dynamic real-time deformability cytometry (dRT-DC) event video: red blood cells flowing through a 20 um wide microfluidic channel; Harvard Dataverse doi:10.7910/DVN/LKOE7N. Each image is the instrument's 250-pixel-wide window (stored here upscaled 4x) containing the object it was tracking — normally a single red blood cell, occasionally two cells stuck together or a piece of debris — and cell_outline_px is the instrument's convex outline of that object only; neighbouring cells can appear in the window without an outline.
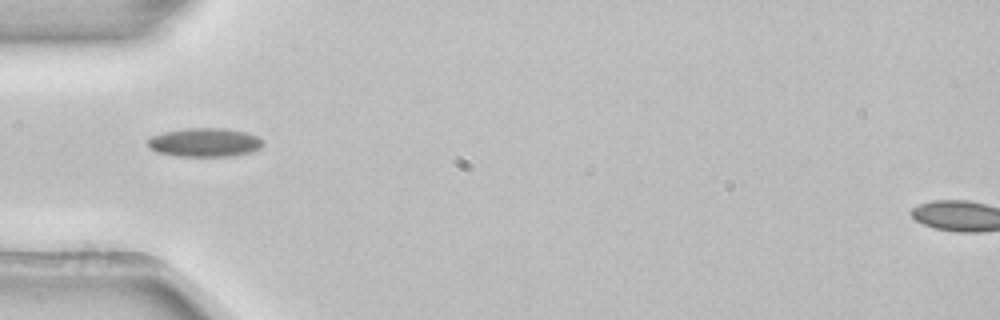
{"species": "common noctule bat (a hibernating species)", "species_latin": "Nyctalus noctula", "temperature_condition": "room temperature", "stored_images_in_passage": 2, "camera_frame_rate_fps": 3000, "um_per_image_px": 0.085, "animal": {"sex": "female", "body_mass_g": 22.7, "forearm_length_mm": 54.2}, "frame": {"image": 1, "passage_image": 1, "time_ms": 0.0, "image_size_px": [1000, 320], "cell_outline_px": [[264, 144], [260, 148], [252, 152], [232, 156], [176, 156], [156, 152], [148, 148], [148, 136], [164, 132], [184, 128], [224, 128], [244, 132], [256, 136], [264, 140]], "centroid_in_image_um": [17.37, 12.11], "position_along_channel_um": 67.6, "area_um2": 19.54}}